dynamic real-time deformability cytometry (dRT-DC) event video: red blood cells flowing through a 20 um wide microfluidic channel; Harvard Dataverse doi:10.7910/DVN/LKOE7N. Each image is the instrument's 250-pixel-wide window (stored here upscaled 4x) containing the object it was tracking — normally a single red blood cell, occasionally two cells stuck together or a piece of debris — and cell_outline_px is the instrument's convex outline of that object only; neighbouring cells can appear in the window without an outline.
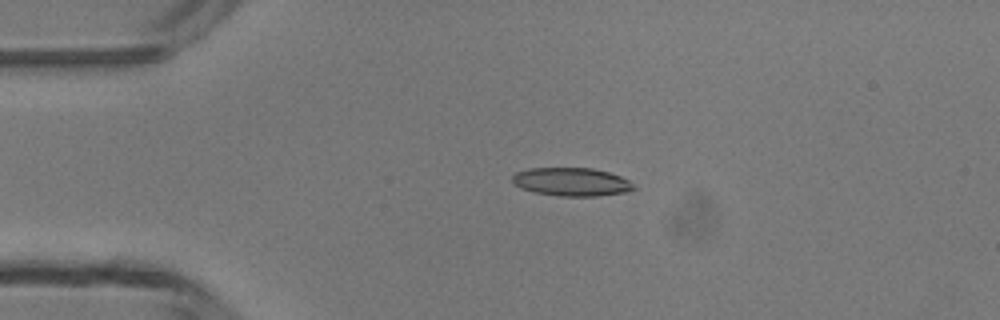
{"species": "common noctule bat (a hibernating species)", "species_latin": "Nyctalus noctula", "temperature_condition": "room temperature", "stored_images_in_passage": 3, "camera_frame_rate_fps": 3000, "um_per_image_px": 0.085, "animal": {"sex": "male", "body_mass_g": 13.3}, "frame": {"image": 1, "passage_image": 3, "time_ms": 2.333, "image_size_px": [1000, 320], "cell_outline_px": [[636, 188], [628, 192], [596, 196], [560, 196], [532, 192], [520, 188], [512, 184], [512, 176], [516, 172], [528, 168], [592, 168], [608, 172], [620, 176], [628, 180]], "centroid_in_image_um": [48.54, 15.46], "position_along_channel_um": 36.5, "area_um2": 20.17}}